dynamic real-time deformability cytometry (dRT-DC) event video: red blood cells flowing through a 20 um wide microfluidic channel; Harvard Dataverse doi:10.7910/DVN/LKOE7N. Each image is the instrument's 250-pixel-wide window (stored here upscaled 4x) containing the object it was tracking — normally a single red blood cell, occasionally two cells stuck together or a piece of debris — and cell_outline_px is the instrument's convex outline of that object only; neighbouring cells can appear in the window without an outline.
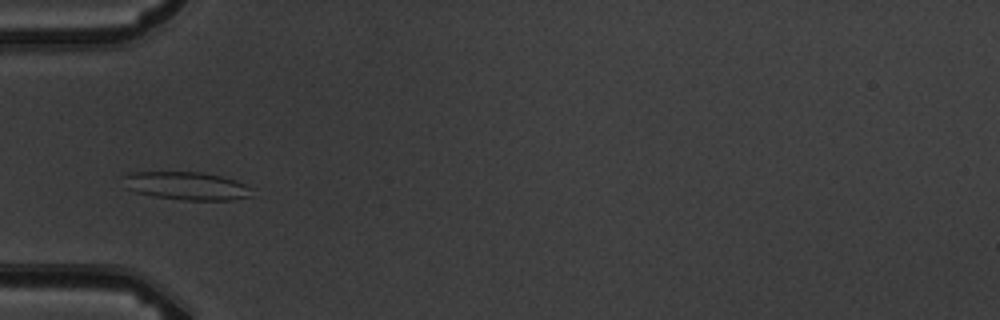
{"species": "common noctule bat (a hibernating species)", "species_latin": "Nyctalus noctula", "temperature_condition": "warm", "stored_images_in_passage": 4, "camera_frame_rate_fps": 3000, "um_per_image_px": 0.085, "animal": {"sex": "male", "body_mass_g": 19.5, "forearm_length_mm": 54.6}, "frame": {"image": 1, "passage_image": 2, "time_ms": 2.0, "image_size_px": [1000, 320], "cell_outline_px": [[252, 196], [232, 200], [184, 200], [152, 196], [136, 192], [124, 188], [120, 176], [132, 172], [204, 172], [236, 180], [252, 188]], "centroid_in_image_um": [15.8, 15.79], "position_along_channel_um": 69.2, "area_um2": 21.39}}
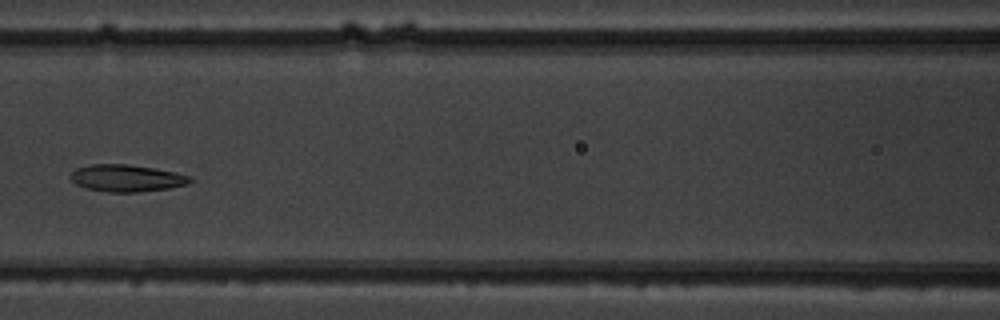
{"frame": {"image": 2, "passage_image": 4, "time_ms": 4.333, "image_size_px": [1000, 320], "cell_outline_px": [[192, 180], [188, 184], [168, 188], [140, 192], [108, 192], [88, 188], [76, 184], [68, 176], [76, 168], [92, 164], [128, 164], [176, 172], [192, 176]], "centroid_in_image_um": [10.77, 15.14], "position_along_channel_um": 155.8, "area_um2": 18.79}}